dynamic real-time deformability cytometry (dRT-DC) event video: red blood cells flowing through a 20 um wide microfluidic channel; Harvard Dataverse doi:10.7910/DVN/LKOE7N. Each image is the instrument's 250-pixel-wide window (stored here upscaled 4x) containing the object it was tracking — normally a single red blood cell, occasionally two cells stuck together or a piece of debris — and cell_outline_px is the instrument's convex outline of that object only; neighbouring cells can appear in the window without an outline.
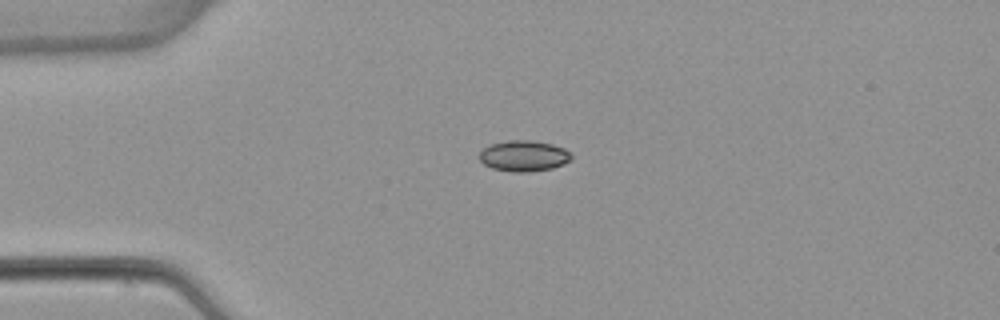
{"species": "common noctule bat (a hibernating species)", "species_latin": "Nyctalus noctula", "temperature_condition": "warm", "stored_images_in_passage": 6, "camera_frame_rate_fps": 3000, "um_per_image_px": 0.085, "animal": {"sex": "female", "body_mass_g": 22.7, "forearm_length_mm": 54.2}, "frame": {"image": 1, "passage_image": 3, "time_ms": 3.333, "image_size_px": [1000, 320], "cell_outline_px": [[572, 160], [564, 164], [552, 168], [528, 172], [512, 172], [492, 168], [484, 164], [480, 160], [480, 152], [484, 148], [492, 144], [508, 140], [532, 140], [552, 144], [564, 148], [572, 156]], "centroid_in_image_um": [44.54, 13.25], "position_along_channel_um": 40.5, "area_um2": 16.53}}
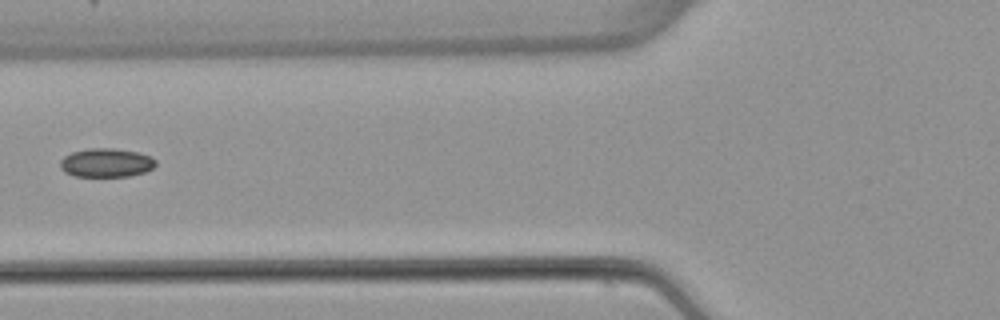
{"frame": {"image": 2, "passage_image": 5, "time_ms": 6.0, "image_size_px": [1000, 320], "cell_outline_px": [[156, 164], [152, 168], [144, 172], [128, 176], [72, 176], [64, 172], [60, 168], [60, 160], [64, 156], [72, 152], [88, 148], [112, 148], [136, 152], [148, 156], [156, 160]], "centroid_in_image_um": [8.98, 13.83], "position_along_channel_um": 116.8, "area_um2": 15.95}}
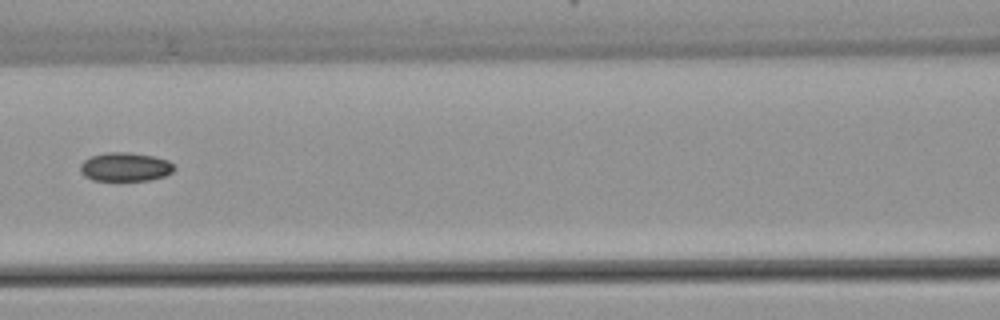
{"frame": {"image": 3, "passage_image": 6, "time_ms": 7.0, "image_size_px": [1000, 320], "cell_outline_px": [[176, 168], [172, 172], [164, 176], [148, 180], [92, 180], [84, 176], [80, 172], [80, 164], [84, 160], [92, 156], [104, 152], [132, 152], [152, 156], [168, 160]], "centroid_in_image_um": [10.62, 14.18], "position_along_channel_um": 156.0, "area_um2": 15.78}}